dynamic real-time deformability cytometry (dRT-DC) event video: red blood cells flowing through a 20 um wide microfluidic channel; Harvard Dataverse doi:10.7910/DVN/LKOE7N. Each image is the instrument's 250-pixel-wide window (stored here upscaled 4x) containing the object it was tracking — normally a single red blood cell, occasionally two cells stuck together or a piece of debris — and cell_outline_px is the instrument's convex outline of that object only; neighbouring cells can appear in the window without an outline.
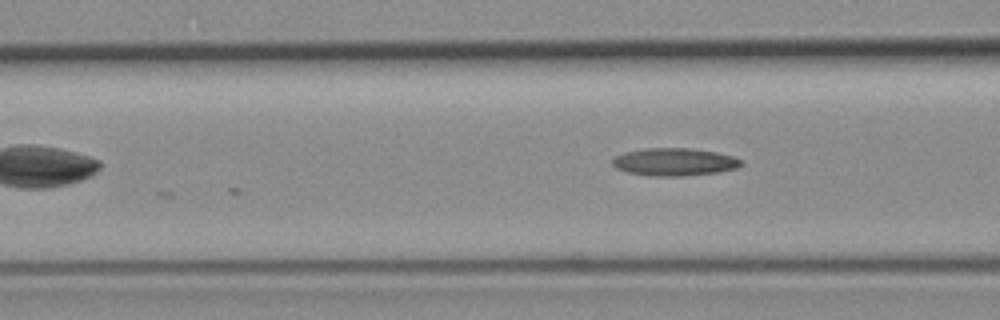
{"species": "common noctule bat (a hibernating species)", "species_latin": "Nyctalus noctula", "temperature_condition": "room temperature", "stored_images_in_passage": 10, "segment_of_instrument_passage": [2, 2], "camera_frame_rate_fps": 3000, "um_per_image_px": 0.085, "animal": {"sex": "female", "body_mass_g": 19.3, "forearm_length_mm": 54.1}, "frame": {"image": 1, "passage_image": 10, "time_ms": 3.0, "image_size_px": [1000, 320], "cell_outline_px": [[744, 164], [736, 168], [720, 172], [684, 176], [652, 176], [628, 172], [616, 168], [612, 164], [612, 160], [616, 156], [624, 152], [644, 148], [688, 148], [716, 152], [732, 156], [744, 160]], "centroid_in_image_um": [57.35, 13.76], "position_along_channel_um": 109.2, "area_um2": 20.87}}